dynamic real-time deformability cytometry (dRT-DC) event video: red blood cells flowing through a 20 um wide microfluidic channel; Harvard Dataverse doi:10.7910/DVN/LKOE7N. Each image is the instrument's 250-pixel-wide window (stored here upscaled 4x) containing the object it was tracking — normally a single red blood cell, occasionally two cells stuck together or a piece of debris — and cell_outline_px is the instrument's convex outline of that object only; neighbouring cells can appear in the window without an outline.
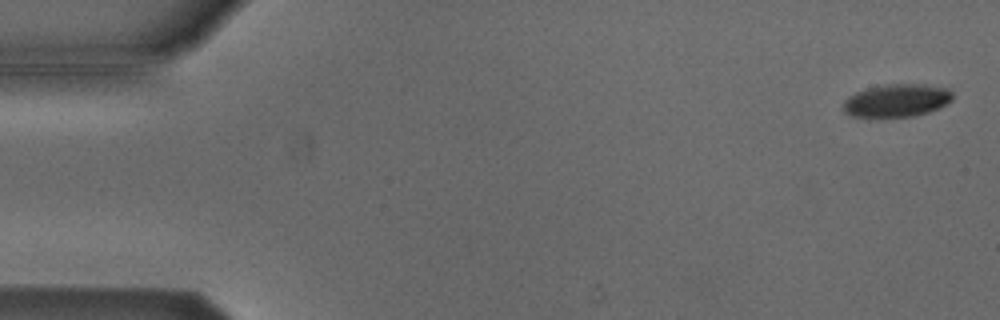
{"species": "Egyptian fruit bat (a non-hibernating species)", "species_latin": "Rousettus aegyptiacus", "temperature_condition": "cold", "stored_images_in_passage": 54, "camera_frame_rate_fps": 3000, "um_per_image_px": 0.085, "animal": {"sex": "male"}, "frame": {"image": 1, "passage_image": 2, "time_ms": 0.333, "image_size_px": [1000, 320], "cell_outline_px": [[952, 100], [928, 112], [912, 116], [852, 116], [844, 112], [844, 100], [848, 96], [856, 92], [868, 88], [888, 84], [924, 84], [948, 88], [952, 92]], "centroid_in_image_um": [76.22, 8.52], "position_along_channel_um": 8.8, "area_um2": 20.58}}
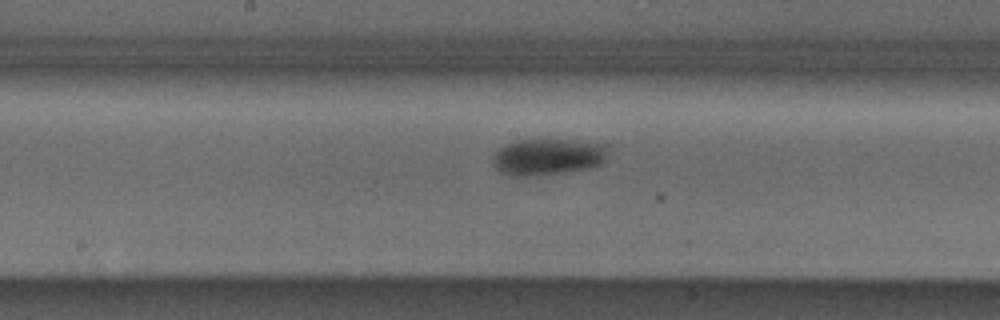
{"frame": {"image": 2, "passage_image": 28, "time_ms": 9.0, "image_size_px": [1000, 320], "cell_outline_px": [[608, 160], [592, 168], [568, 172], [532, 176], [512, 176], [500, 172], [492, 164], [492, 156], [500, 148], [516, 140], [568, 140], [608, 144]], "centroid_in_image_um": [46.61, 13.35], "position_along_channel_um": 201.6, "area_um2": 24.85}}
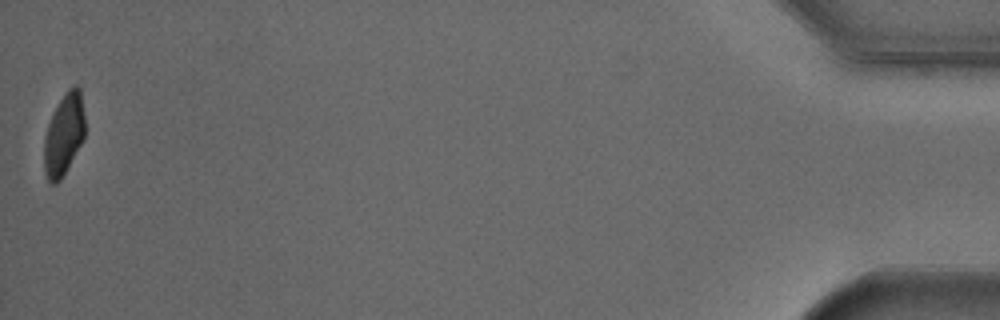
{"frame": {"image": 3, "passage_image": 54, "time_ms": 17.667, "image_size_px": [1000, 320], "cell_outline_px": [[84, 136], [80, 144], [60, 180], [56, 184], [52, 184], [48, 180], [44, 172], [44, 140], [48, 124], [52, 112], [68, 88], [72, 84], [76, 84], [80, 88], [84, 116]], "centroid_in_image_um": [5.41, 11.39], "position_along_channel_um": 429.8, "area_um2": 19.25}, "authors_computed_cell_mechanics": {"area_um2": 23.0622, "velocity_mm_per_s": 3.7987, "shape_relaxation_time_tau1_ms": 4.0261, "shape_relaxation_time_tau2_ms": null, "deformation_change_tau1": 0.1245, "deformation_change_tau2": null}}